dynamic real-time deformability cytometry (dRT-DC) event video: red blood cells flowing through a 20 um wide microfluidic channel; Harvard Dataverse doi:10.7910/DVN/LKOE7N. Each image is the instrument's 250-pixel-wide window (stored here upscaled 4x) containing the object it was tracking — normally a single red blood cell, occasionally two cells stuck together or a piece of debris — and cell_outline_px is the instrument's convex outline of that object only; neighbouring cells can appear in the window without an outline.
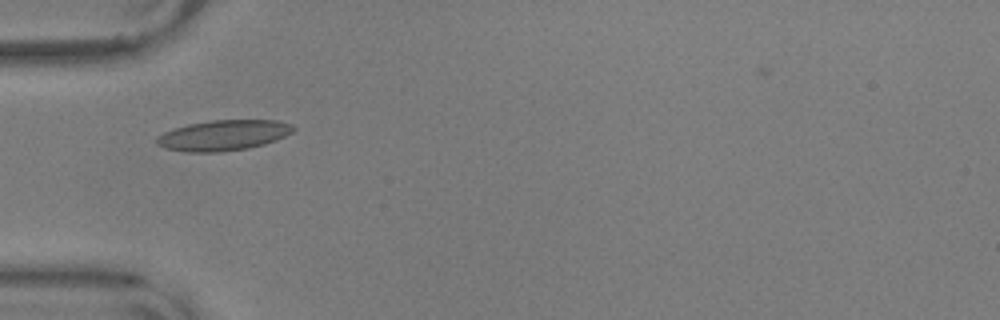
{"species": "common noctule bat (a hibernating species)", "species_latin": "Nyctalus noctula", "temperature_condition": "warm", "stored_images_in_passage": 39, "camera_frame_rate_fps": 3000, "um_per_image_px": 0.085, "animal": {"sex": "male", "body_mass_g": 17.9, "forearm_length_mm": 54.2}, "frame": {"image": 1, "passage_image": 1, "time_ms": 0.0, "image_size_px": [1000, 320], "cell_outline_px": [[296, 128], [292, 132], [276, 140], [264, 144], [248, 148], [220, 152], [188, 152], [164, 148], [156, 144], [156, 136], [164, 132], [188, 124], [212, 120], [276, 120], [292, 124]], "centroid_in_image_um": [18.98, 11.5], "position_along_channel_um": 66.0, "area_um2": 24.28}}
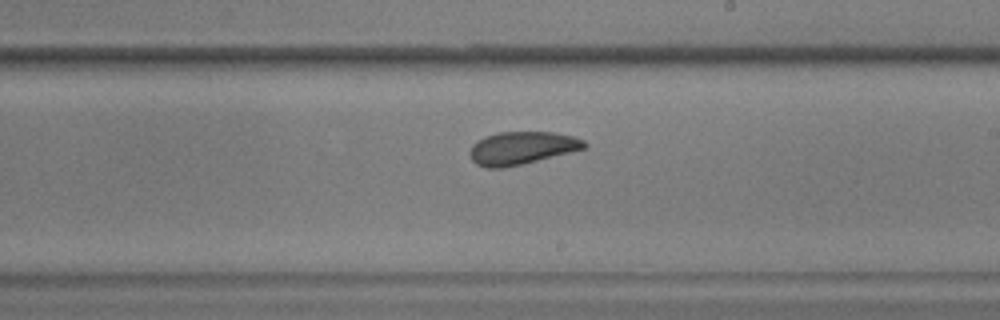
{"frame": {"image": 2, "passage_image": 16, "time_ms": 5.0, "image_size_px": [1000, 320], "cell_outline_px": [[588, 144], [584, 148], [504, 168], [484, 168], [476, 164], [472, 160], [468, 152], [472, 144], [476, 140], [484, 136], [500, 132], [552, 132], [576, 136], [584, 140]], "centroid_in_image_um": [44.29, 12.57], "position_along_channel_um": 244.7, "area_um2": 21.85}}
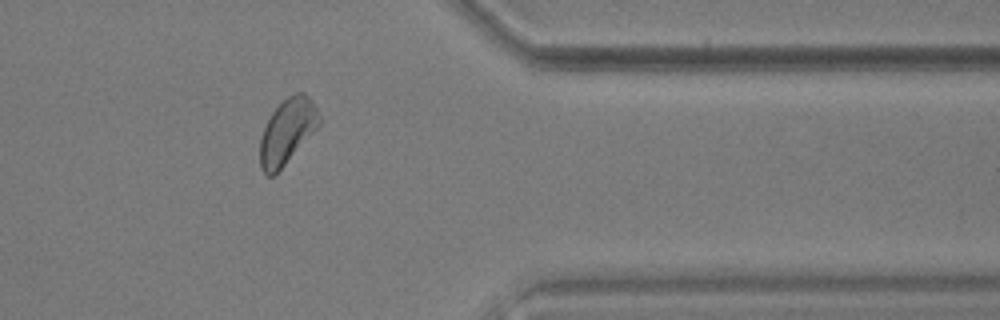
{"frame": {"image": 3, "passage_image": 29, "time_ms": 9.333, "image_size_px": [1000, 320], "cell_outline_px": [[324, 120], [284, 164], [272, 176], [268, 176], [260, 168], [260, 140], [264, 128], [272, 112], [288, 96], [296, 92], [304, 92], [312, 100]], "centroid_in_image_um": [24.44, 11.13], "position_along_channel_um": 387.0, "area_um2": 22.14}, "authors_computed_cell_mechanics": {"area_um2": 22.3686, "velocity_mm_per_s": 3.5924, "shape_relaxation_time_tau1_ms": 5.9773, "shape_relaxation_time_tau2_ms": 2.0696, "deformation_change_tau1": 0.1188, "deformation_change_tau2": 0.0846}}